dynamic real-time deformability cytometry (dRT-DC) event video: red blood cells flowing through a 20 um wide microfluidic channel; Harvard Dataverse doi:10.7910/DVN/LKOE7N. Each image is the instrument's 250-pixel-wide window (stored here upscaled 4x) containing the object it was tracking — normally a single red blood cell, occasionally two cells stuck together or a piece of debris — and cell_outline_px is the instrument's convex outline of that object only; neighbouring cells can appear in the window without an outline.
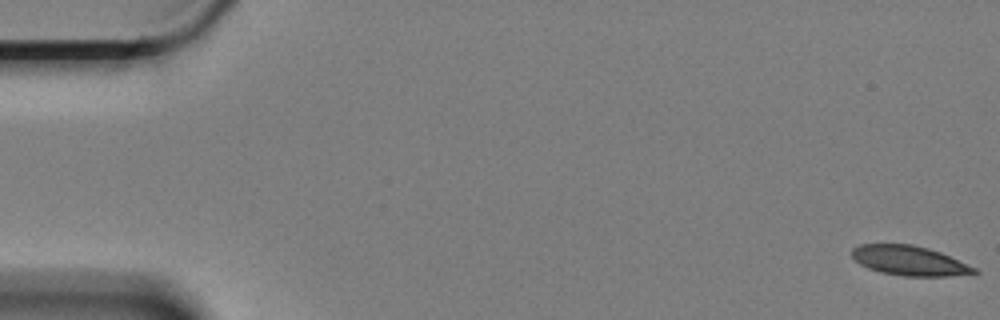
{"species": "Egyptian fruit bat (a non-hibernating species)", "species_latin": "Rousettus aegyptiacus", "temperature_condition": "cold", "stored_images_in_passage": 60, "camera_frame_rate_fps": 3000, "um_per_image_px": 0.085, "animal": {"sex": "female"}, "frame": {"image": 1, "passage_image": 1, "time_ms": 0.0, "image_size_px": [1000, 320], "cell_outline_px": [[980, 272], [948, 276], [904, 276], [880, 272], [868, 268], [860, 264], [852, 256], [852, 248], [860, 244], [912, 244], [928, 248], [940, 252], [976, 268]], "centroid_in_image_um": [77.27, 22.15], "position_along_channel_um": 7.7, "area_um2": 20.98}}
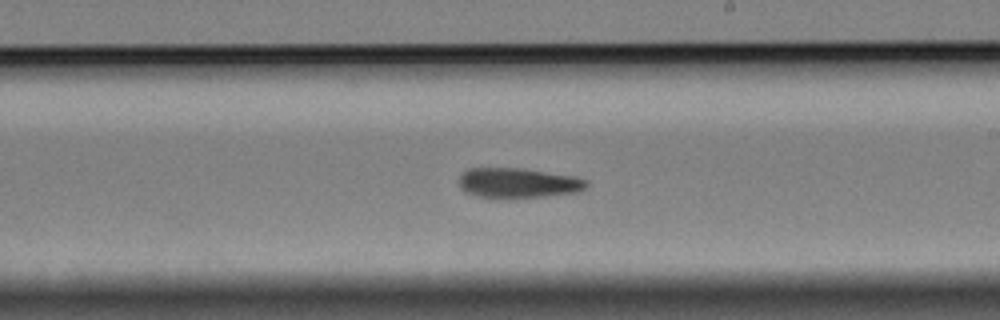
{"frame": {"image": 2, "passage_image": 35, "time_ms": 11.333, "image_size_px": [1000, 320], "cell_outline_px": [[588, 188], [580, 192], [508, 200], [480, 196], [464, 192], [460, 188], [460, 176], [468, 168], [520, 168], [576, 176], [588, 180]], "centroid_in_image_um": [44.08, 15.57], "position_along_channel_um": 244.9, "area_um2": 22.83}}
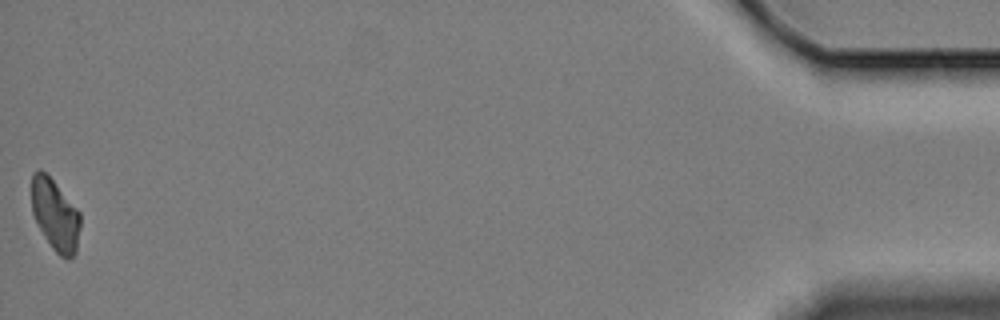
{"frame": {"image": 3, "passage_image": 60, "time_ms": 19.667, "image_size_px": [1000, 320], "cell_outline_px": [[80, 228], [76, 252], [68, 260], [60, 256], [52, 248], [44, 236], [32, 212], [32, 172], [40, 168], [52, 180], [80, 212]], "centroid_in_image_um": [4.69, 18.28], "position_along_channel_um": 430.5, "area_um2": 20.06}, "authors_computed_cell_mechanics": {"area_um2": 22.3686, "velocity_mm_per_s": 3.3446, "shape_relaxation_time_tau1_ms": 6.1874, "shape_relaxation_time_tau2_ms": 11.0895, "deformation_change_tau1": 0.1393, "deformation_change_tau2": 0.2125}}